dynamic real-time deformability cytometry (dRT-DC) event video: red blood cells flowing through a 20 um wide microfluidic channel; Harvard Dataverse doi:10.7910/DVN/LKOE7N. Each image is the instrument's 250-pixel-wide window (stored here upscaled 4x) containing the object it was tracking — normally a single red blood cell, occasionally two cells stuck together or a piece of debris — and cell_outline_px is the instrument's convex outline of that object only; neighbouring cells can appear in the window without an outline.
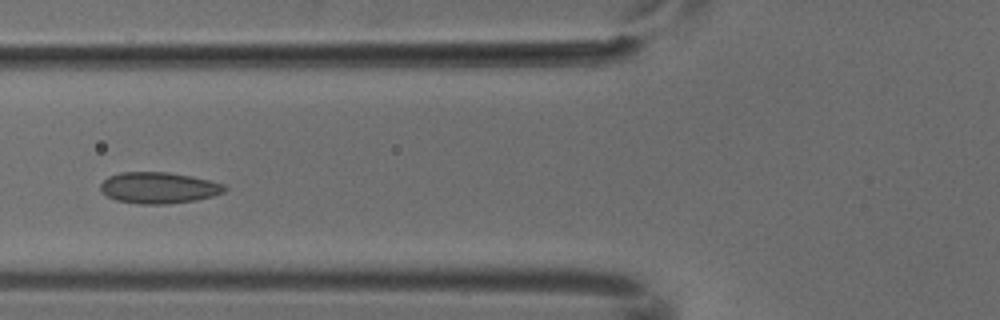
{"species": "common noctule bat (a hibernating species)", "species_latin": "Nyctalus noctula", "temperature_condition": "cold", "stored_images_in_passage": 4, "camera_frame_rate_fps": 3000, "um_per_image_px": 0.085, "animal": {"sex": "male", "body_mass_g": 18.8}, "frame": {"image": 1, "passage_image": 4, "time_ms": 1.0, "image_size_px": [1000, 320], "cell_outline_px": [[228, 188], [224, 192], [212, 196], [196, 200], [168, 204], [140, 204], [116, 200], [108, 196], [100, 188], [100, 184], [108, 176], [120, 172], [168, 172], [192, 176], [224, 184]], "centroid_in_image_um": [13.5, 15.96], "position_along_channel_um": 112.3, "area_um2": 22.6}}